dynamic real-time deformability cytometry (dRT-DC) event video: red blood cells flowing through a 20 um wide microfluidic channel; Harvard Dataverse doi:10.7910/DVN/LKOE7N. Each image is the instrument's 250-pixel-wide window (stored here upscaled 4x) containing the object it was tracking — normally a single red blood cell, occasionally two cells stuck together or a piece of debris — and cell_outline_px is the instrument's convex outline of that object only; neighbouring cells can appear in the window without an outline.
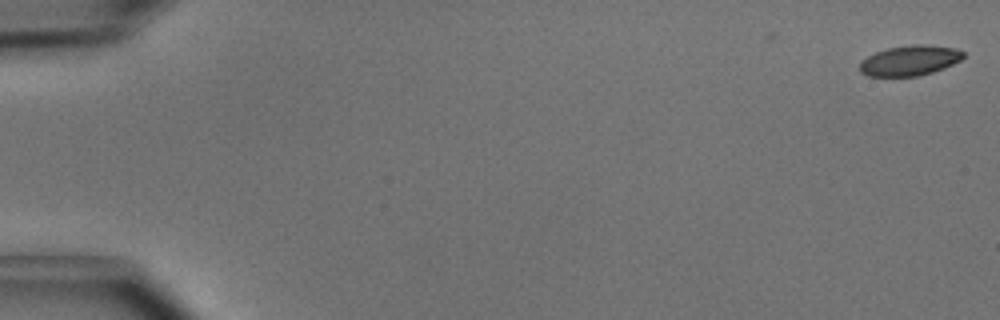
{"species": "common noctule bat (a hibernating species)", "species_latin": "Nyctalus noctula", "temperature_condition": "cold", "stored_images_in_passage": 44, "camera_frame_rate_fps": 3000, "um_per_image_px": 0.085, "animal": {"sex": "male", "body_mass_g": 15.6}, "frame": {"image": 1, "passage_image": 1, "time_ms": 0.0, "image_size_px": [1000, 320], "cell_outline_px": [[964, 56], [960, 60], [944, 68], [920, 76], [868, 76], [860, 72], [860, 64], [868, 56], [876, 52], [888, 48], [912, 44], [924, 44], [956, 48], [964, 52]], "centroid_in_image_um": [77.35, 5.14], "position_along_channel_um": 7.7, "area_um2": 18.15}}
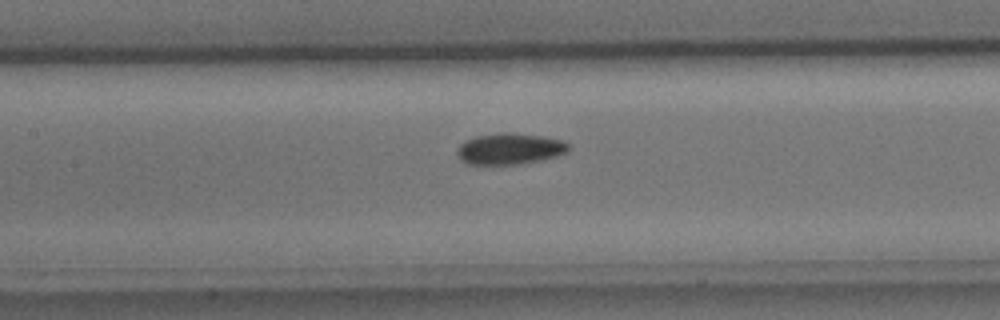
{"frame": {"image": 2, "passage_image": 24, "time_ms": 7.667, "image_size_px": [1000, 320], "cell_outline_px": [[568, 152], [556, 156], [540, 160], [520, 164], [468, 164], [460, 160], [456, 152], [460, 144], [464, 140], [476, 136], [500, 132], [512, 132], [540, 136], [564, 140], [568, 144]], "centroid_in_image_um": [43.3, 12.64], "position_along_channel_um": 164.1, "area_um2": 20.35}}
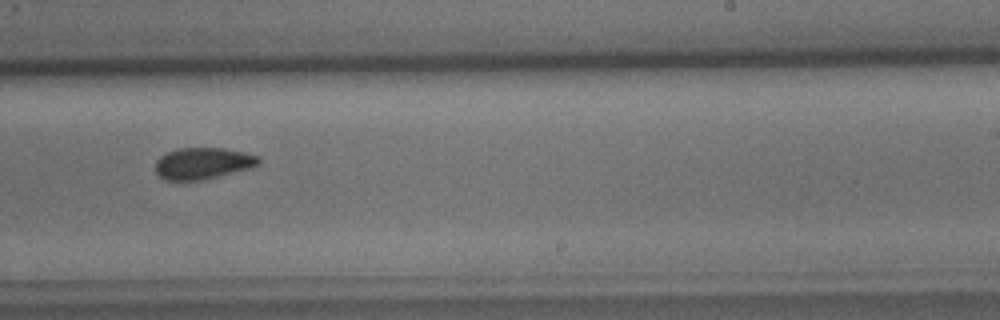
{"frame": {"image": 3, "passage_image": 32, "time_ms": 10.333, "image_size_px": [1000, 320], "cell_outline_px": [[260, 164], [252, 168], [204, 180], [164, 180], [156, 172], [156, 160], [160, 156], [168, 152], [180, 148], [224, 148], [260, 156]], "centroid_in_image_um": [17.27, 13.89], "position_along_channel_um": 271.7, "area_um2": 19.07}, "authors_computed_cell_mechanics": {"area_um2": 19.4497, "velocity_mm_per_s": 4.0515, "shape_relaxation_time_tau1_ms": 3.4735, "shape_relaxation_time_tau2_ms": null, "deformation_change_tau1": 0.0931, "deformation_change_tau2": null}}